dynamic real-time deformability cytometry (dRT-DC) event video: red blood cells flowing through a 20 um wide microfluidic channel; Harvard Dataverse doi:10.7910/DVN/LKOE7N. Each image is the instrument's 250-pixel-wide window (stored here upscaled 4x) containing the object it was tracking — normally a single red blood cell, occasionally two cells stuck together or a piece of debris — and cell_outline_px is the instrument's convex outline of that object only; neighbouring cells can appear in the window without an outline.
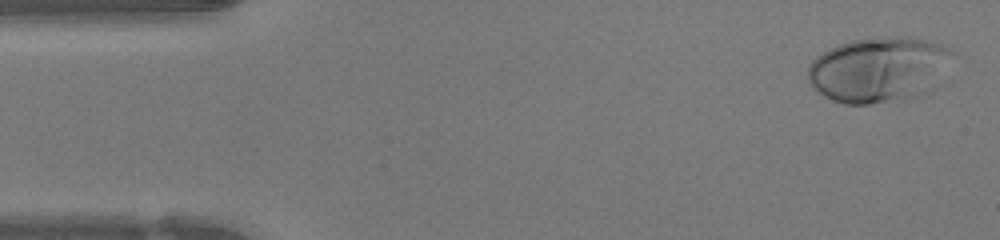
{"species": "human", "species_latin": "Homo sapiens", "temperature_condition": "warm", "stored_images_in_passage": 47, "camera_frame_rate_fps": 3000, "um_per_image_px": 0.085, "donor": {"sex": "female"}, "frame": {"image": 1, "passage_image": 2, "time_ms": 0.333, "image_size_px": [1000, 240], "cell_outline_px": [[956, 52], [912, 96], [868, 104], [844, 104], [832, 100], [824, 96], [812, 88], [808, 84], [808, 64], [816, 56], [840, 44], [852, 40], [876, 36], [912, 36], [928, 40], [940, 44]], "centroid_in_image_um": [74.48, 5.84], "position_along_channel_um": 10.5, "area_um2": 53.0}}
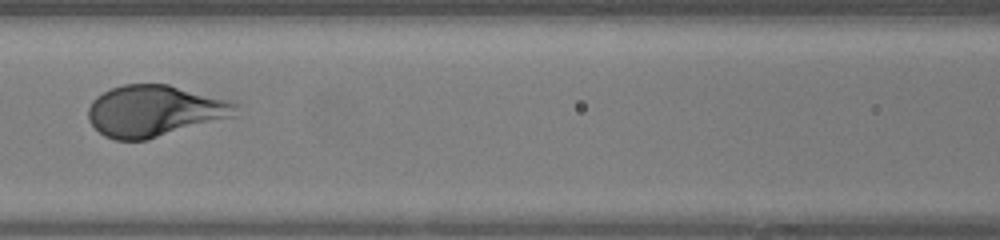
{"frame": {"image": 2, "passage_image": 20, "time_ms": 6.333, "image_size_px": [1000, 240], "cell_outline_px": [[240, 104], [236, 116], [144, 140], [116, 140], [104, 136], [88, 120], [88, 108], [92, 100], [96, 96], [112, 88], [124, 84], [168, 84], [232, 100]], "centroid_in_image_um": [13.17, 9.41], "position_along_channel_um": 153.4, "area_um2": 44.27}}
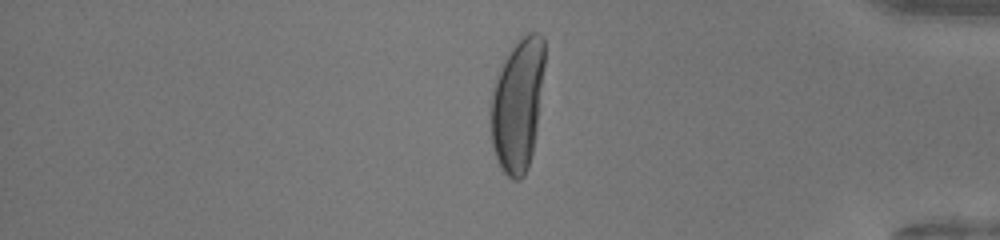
{"frame": {"image": 3, "passage_image": 39, "time_ms": 12.667, "image_size_px": [1000, 240], "cell_outline_px": [[544, 64], [536, 132], [532, 152], [528, 168], [524, 176], [520, 180], [512, 180], [500, 168], [492, 144], [492, 88], [496, 76], [508, 52], [520, 36], [528, 32], [536, 32], [544, 36]], "centroid_in_image_um": [44.01, 8.87], "position_along_channel_um": 391.2, "area_um2": 41.5}, "authors_computed_cell_mechanics": {"area_um2": 44.2748, "velocity_mm_per_s": 4.2435, "shape_relaxation_time_tau1_ms": 3.3952, "shape_relaxation_time_tau2_ms": null, "deformation_change_tau1": 0.2327, "deformation_change_tau2": null}}